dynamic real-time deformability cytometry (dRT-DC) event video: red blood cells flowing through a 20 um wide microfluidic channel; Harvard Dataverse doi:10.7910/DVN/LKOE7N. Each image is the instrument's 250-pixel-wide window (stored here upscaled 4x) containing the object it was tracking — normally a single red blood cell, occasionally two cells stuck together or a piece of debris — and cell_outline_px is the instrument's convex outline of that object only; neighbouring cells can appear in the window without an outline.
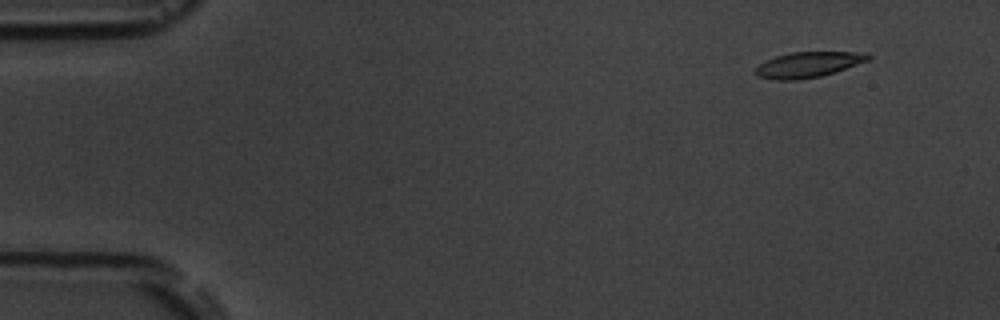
{"species": "common noctule bat (a hibernating species)", "species_latin": "Nyctalus noctula", "temperature_condition": "room temperature", "stored_images_in_passage": 6, "camera_frame_rate_fps": 3000, "um_per_image_px": 0.085, "animal": {"sex": "male", "body_mass_g": 19.5, "forearm_length_mm": 54.6}, "frame": {"image": 1, "passage_image": 2, "time_ms": 1.0, "image_size_px": [1000, 320], "cell_outline_px": [[872, 56], [868, 60], [820, 76], [796, 80], [776, 80], [756, 76], [752, 72], [760, 64], [776, 56], [792, 52], [868, 52]], "centroid_in_image_um": [68.66, 5.49], "position_along_channel_um": 16.3, "area_um2": 16.53}}
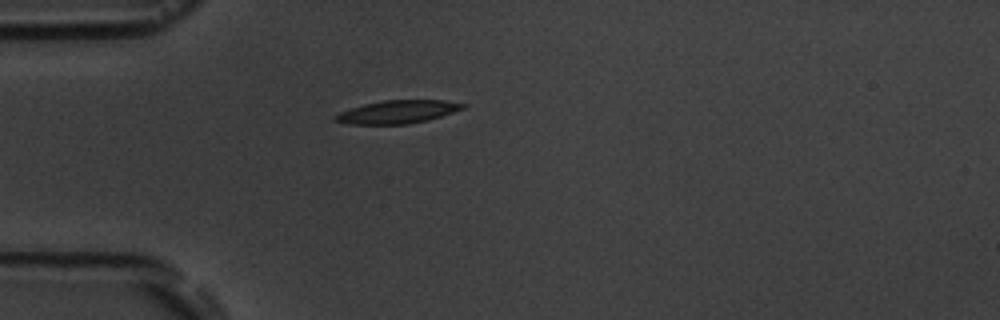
{"frame": {"image": 2, "passage_image": 5, "time_ms": 4.667, "image_size_px": [1000, 320], "cell_outline_px": [[468, 104], [464, 108], [428, 120], [408, 124], [348, 124], [332, 120], [332, 116], [340, 112], [364, 104], [384, 100], [444, 100]], "centroid_in_image_um": [33.77, 9.51], "position_along_channel_um": 51.2, "area_um2": 17.11}}